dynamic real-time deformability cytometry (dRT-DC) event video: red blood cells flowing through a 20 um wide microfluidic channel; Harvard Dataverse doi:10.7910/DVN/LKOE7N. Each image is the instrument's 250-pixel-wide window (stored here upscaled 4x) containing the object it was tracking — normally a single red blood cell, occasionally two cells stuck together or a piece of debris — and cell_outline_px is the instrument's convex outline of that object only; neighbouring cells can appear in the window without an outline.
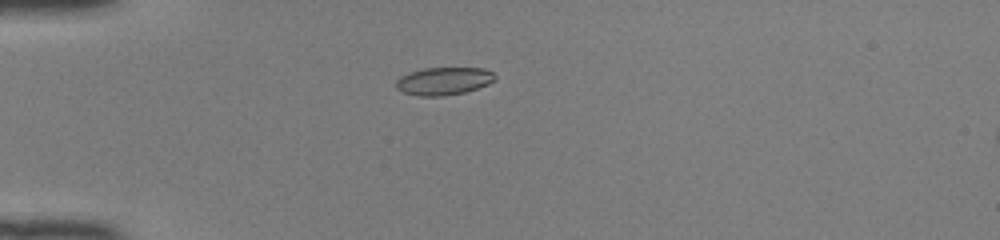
{"species": "common noctule bat (a hibernating species)", "species_latin": "Nyctalus noctula", "temperature_condition": "room temperature", "stored_images_in_passage": 36, "camera_frame_rate_fps": 3000, "um_per_image_px": 0.085, "animal": {"sex": "female", "body_mass_g": 22.0, "forearm_length_mm": 56.7}, "frame": {"image": 1, "passage_image": 1, "time_ms": 0.0, "image_size_px": [1000, 240], "cell_outline_px": [[496, 80], [488, 84], [464, 92], [444, 96], [420, 96], [404, 92], [396, 88], [396, 80], [400, 76], [408, 72], [424, 68], [484, 68], [492, 72], [496, 76]], "centroid_in_image_um": [37.71, 6.88], "position_along_channel_um": 47.3, "area_um2": 16.01}}
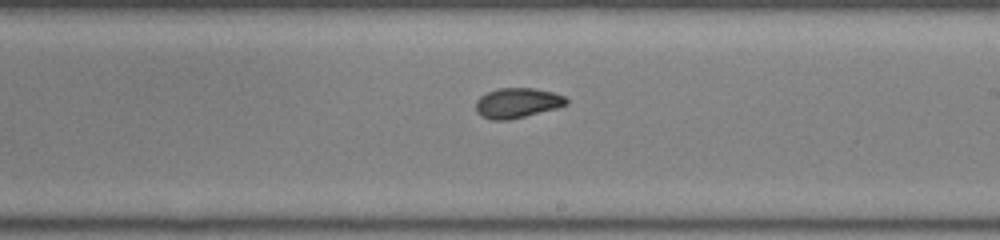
{"frame": {"image": 2, "passage_image": 17, "time_ms": 5.333, "image_size_px": [1000, 240], "cell_outline_px": [[568, 104], [556, 108], [508, 120], [492, 120], [480, 116], [476, 112], [476, 100], [480, 96], [488, 92], [500, 88], [532, 88], [552, 92], [564, 96], [568, 100]], "centroid_in_image_um": [43.94, 8.75], "position_along_channel_um": 245.1, "area_um2": 15.72}}
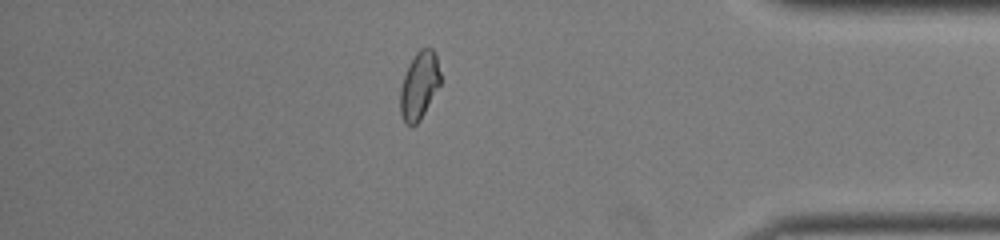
{"frame": {"image": 3, "passage_image": 30, "time_ms": 9.667, "image_size_px": [1000, 240], "cell_outline_px": [[440, 84], [420, 120], [412, 128], [404, 124], [400, 112], [400, 88], [408, 64], [416, 52], [420, 48], [432, 48], [436, 52], [440, 72]], "centroid_in_image_um": [35.62, 7.27], "position_along_channel_um": 399.6, "area_um2": 16.01}, "authors_computed_cell_mechanics": {"area_um2": 16.0106, "velocity_mm_per_s": 4.1571, "shape_relaxation_time_tau1_ms": 4.4777, "shape_relaxation_time_tau2_ms": 1.6191, "deformation_change_tau1": 0.1597, "deformation_change_tau2": 0.0567}}